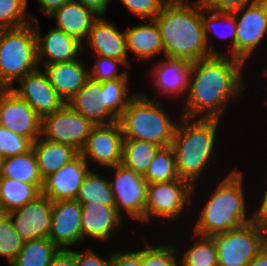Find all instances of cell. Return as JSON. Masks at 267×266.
Segmentation results:
<instances>
[{"mask_svg": "<svg viewBox=\"0 0 267 266\" xmlns=\"http://www.w3.org/2000/svg\"><path fill=\"white\" fill-rule=\"evenodd\" d=\"M245 63L229 55H213L192 62L189 91L183 117L221 119L226 103L243 90Z\"/></svg>", "mask_w": 267, "mask_h": 266, "instance_id": "cell-1", "label": "cell"}, {"mask_svg": "<svg viewBox=\"0 0 267 266\" xmlns=\"http://www.w3.org/2000/svg\"><path fill=\"white\" fill-rule=\"evenodd\" d=\"M165 3L154 18L160 30L164 56L195 62L213 56L208 49L203 23L202 2Z\"/></svg>", "mask_w": 267, "mask_h": 266, "instance_id": "cell-2", "label": "cell"}, {"mask_svg": "<svg viewBox=\"0 0 267 266\" xmlns=\"http://www.w3.org/2000/svg\"><path fill=\"white\" fill-rule=\"evenodd\" d=\"M242 176L241 171L232 170L219 182L200 212L194 234H221L253 221L252 214L246 215Z\"/></svg>", "mask_w": 267, "mask_h": 266, "instance_id": "cell-3", "label": "cell"}, {"mask_svg": "<svg viewBox=\"0 0 267 266\" xmlns=\"http://www.w3.org/2000/svg\"><path fill=\"white\" fill-rule=\"evenodd\" d=\"M177 121L171 147L175 154L179 178L194 187L202 171L214 155L216 133L220 120L192 119L181 116Z\"/></svg>", "mask_w": 267, "mask_h": 266, "instance_id": "cell-4", "label": "cell"}, {"mask_svg": "<svg viewBox=\"0 0 267 266\" xmlns=\"http://www.w3.org/2000/svg\"><path fill=\"white\" fill-rule=\"evenodd\" d=\"M155 102L145 94H135L118 118L124 140H142L161 147L171 146L177 122L169 117L160 103Z\"/></svg>", "mask_w": 267, "mask_h": 266, "instance_id": "cell-5", "label": "cell"}, {"mask_svg": "<svg viewBox=\"0 0 267 266\" xmlns=\"http://www.w3.org/2000/svg\"><path fill=\"white\" fill-rule=\"evenodd\" d=\"M34 23L13 29H0V89H11L39 66Z\"/></svg>", "mask_w": 267, "mask_h": 266, "instance_id": "cell-6", "label": "cell"}, {"mask_svg": "<svg viewBox=\"0 0 267 266\" xmlns=\"http://www.w3.org/2000/svg\"><path fill=\"white\" fill-rule=\"evenodd\" d=\"M218 252V266H248L267 243V228L251 221L210 236Z\"/></svg>", "mask_w": 267, "mask_h": 266, "instance_id": "cell-7", "label": "cell"}, {"mask_svg": "<svg viewBox=\"0 0 267 266\" xmlns=\"http://www.w3.org/2000/svg\"><path fill=\"white\" fill-rule=\"evenodd\" d=\"M194 186L184 179L151 183L147 186L145 222L159 218L177 219L191 202Z\"/></svg>", "mask_w": 267, "mask_h": 266, "instance_id": "cell-8", "label": "cell"}, {"mask_svg": "<svg viewBox=\"0 0 267 266\" xmlns=\"http://www.w3.org/2000/svg\"><path fill=\"white\" fill-rule=\"evenodd\" d=\"M94 125L65 103L58 111L42 118L41 137L68 144L79 152Z\"/></svg>", "mask_w": 267, "mask_h": 266, "instance_id": "cell-9", "label": "cell"}, {"mask_svg": "<svg viewBox=\"0 0 267 266\" xmlns=\"http://www.w3.org/2000/svg\"><path fill=\"white\" fill-rule=\"evenodd\" d=\"M114 180L110 181L115 198V207L122 216V209L129 217L145 222L148 183L143 175L126 168L123 164L112 167Z\"/></svg>", "mask_w": 267, "mask_h": 266, "instance_id": "cell-10", "label": "cell"}, {"mask_svg": "<svg viewBox=\"0 0 267 266\" xmlns=\"http://www.w3.org/2000/svg\"><path fill=\"white\" fill-rule=\"evenodd\" d=\"M236 16V58L246 63L267 34V0L247 4L233 11Z\"/></svg>", "mask_w": 267, "mask_h": 266, "instance_id": "cell-11", "label": "cell"}, {"mask_svg": "<svg viewBox=\"0 0 267 266\" xmlns=\"http://www.w3.org/2000/svg\"><path fill=\"white\" fill-rule=\"evenodd\" d=\"M0 125L35 142L41 136L42 118L11 89H0Z\"/></svg>", "mask_w": 267, "mask_h": 266, "instance_id": "cell-12", "label": "cell"}, {"mask_svg": "<svg viewBox=\"0 0 267 266\" xmlns=\"http://www.w3.org/2000/svg\"><path fill=\"white\" fill-rule=\"evenodd\" d=\"M123 132L117 121L110 125L94 126L87 141L80 151V155L101 167L112 168L122 164Z\"/></svg>", "mask_w": 267, "mask_h": 266, "instance_id": "cell-13", "label": "cell"}, {"mask_svg": "<svg viewBox=\"0 0 267 266\" xmlns=\"http://www.w3.org/2000/svg\"><path fill=\"white\" fill-rule=\"evenodd\" d=\"M18 83L21 84L20 87H12L11 90L25 100L41 118L53 114L65 104L52 86L46 71L43 72L40 67L26 74Z\"/></svg>", "mask_w": 267, "mask_h": 266, "instance_id": "cell-14", "label": "cell"}, {"mask_svg": "<svg viewBox=\"0 0 267 266\" xmlns=\"http://www.w3.org/2000/svg\"><path fill=\"white\" fill-rule=\"evenodd\" d=\"M53 202L42 193L33 201L9 212L14 228L23 241L49 238Z\"/></svg>", "mask_w": 267, "mask_h": 266, "instance_id": "cell-15", "label": "cell"}, {"mask_svg": "<svg viewBox=\"0 0 267 266\" xmlns=\"http://www.w3.org/2000/svg\"><path fill=\"white\" fill-rule=\"evenodd\" d=\"M81 216L82 205L76 199L53 202L49 239L59 249H70L82 240Z\"/></svg>", "mask_w": 267, "mask_h": 266, "instance_id": "cell-16", "label": "cell"}, {"mask_svg": "<svg viewBox=\"0 0 267 266\" xmlns=\"http://www.w3.org/2000/svg\"><path fill=\"white\" fill-rule=\"evenodd\" d=\"M33 19L35 23L34 30L38 64L43 62L44 67L46 64L71 61L78 59L79 55L81 56L85 52L86 49L82 42L56 27L50 28L47 34L42 37L39 30V21L35 17ZM42 57H47V60L45 58V61L44 59L42 61Z\"/></svg>", "mask_w": 267, "mask_h": 266, "instance_id": "cell-17", "label": "cell"}, {"mask_svg": "<svg viewBox=\"0 0 267 266\" xmlns=\"http://www.w3.org/2000/svg\"><path fill=\"white\" fill-rule=\"evenodd\" d=\"M90 170L88 162L79 154L44 179L41 193L52 202L76 199L82 181Z\"/></svg>", "mask_w": 267, "mask_h": 266, "instance_id": "cell-18", "label": "cell"}, {"mask_svg": "<svg viewBox=\"0 0 267 266\" xmlns=\"http://www.w3.org/2000/svg\"><path fill=\"white\" fill-rule=\"evenodd\" d=\"M85 40L94 55L122 60L127 68L130 66L125 31L120 32L105 16H99L93 22Z\"/></svg>", "mask_w": 267, "mask_h": 266, "instance_id": "cell-19", "label": "cell"}, {"mask_svg": "<svg viewBox=\"0 0 267 266\" xmlns=\"http://www.w3.org/2000/svg\"><path fill=\"white\" fill-rule=\"evenodd\" d=\"M67 104L94 126L110 125L118 121L104 105L101 82L90 77Z\"/></svg>", "mask_w": 267, "mask_h": 266, "instance_id": "cell-20", "label": "cell"}, {"mask_svg": "<svg viewBox=\"0 0 267 266\" xmlns=\"http://www.w3.org/2000/svg\"><path fill=\"white\" fill-rule=\"evenodd\" d=\"M85 63L82 58H78L71 61L46 64L43 67L52 86L65 103L71 100L89 78V68Z\"/></svg>", "mask_w": 267, "mask_h": 266, "instance_id": "cell-21", "label": "cell"}, {"mask_svg": "<svg viewBox=\"0 0 267 266\" xmlns=\"http://www.w3.org/2000/svg\"><path fill=\"white\" fill-rule=\"evenodd\" d=\"M156 64V66L153 65L151 77L154 86L161 91L160 94H170V96L186 94L187 96L192 63L185 59L166 57V60L162 59Z\"/></svg>", "mask_w": 267, "mask_h": 266, "instance_id": "cell-22", "label": "cell"}, {"mask_svg": "<svg viewBox=\"0 0 267 266\" xmlns=\"http://www.w3.org/2000/svg\"><path fill=\"white\" fill-rule=\"evenodd\" d=\"M80 204L82 205V240L86 236L99 240L110 239L123 219L116 207L102 206L91 202Z\"/></svg>", "mask_w": 267, "mask_h": 266, "instance_id": "cell-23", "label": "cell"}, {"mask_svg": "<svg viewBox=\"0 0 267 266\" xmlns=\"http://www.w3.org/2000/svg\"><path fill=\"white\" fill-rule=\"evenodd\" d=\"M125 35L127 52L132 51L143 62L164 53L160 30L154 19H146V24L141 23L126 29Z\"/></svg>", "mask_w": 267, "mask_h": 266, "instance_id": "cell-24", "label": "cell"}, {"mask_svg": "<svg viewBox=\"0 0 267 266\" xmlns=\"http://www.w3.org/2000/svg\"><path fill=\"white\" fill-rule=\"evenodd\" d=\"M49 17L56 18V28L84 43L93 22L99 16L82 3L74 0L64 4Z\"/></svg>", "mask_w": 267, "mask_h": 266, "instance_id": "cell-25", "label": "cell"}, {"mask_svg": "<svg viewBox=\"0 0 267 266\" xmlns=\"http://www.w3.org/2000/svg\"><path fill=\"white\" fill-rule=\"evenodd\" d=\"M32 148L43 180L80 154L71 145L46 140L41 136L33 142Z\"/></svg>", "mask_w": 267, "mask_h": 266, "instance_id": "cell-26", "label": "cell"}, {"mask_svg": "<svg viewBox=\"0 0 267 266\" xmlns=\"http://www.w3.org/2000/svg\"><path fill=\"white\" fill-rule=\"evenodd\" d=\"M211 12V14H210ZM209 13L210 15H207ZM225 21V23H219ZM202 23H203V29H204V35H205V40L208 46V49L210 50V53L212 55H229L233 58H236V33H237V22H236V16L233 11H217L213 10L211 8H208L205 6V4L202 2ZM225 24V25H224ZM216 25H224V27L228 28L229 30H225L227 32L224 34V31L219 32L217 31ZM224 29V28H223ZM215 33V35L222 37V38H229L230 36L232 37L231 39V47L229 48V53L225 52H217L215 46L212 43V40L209 41V37H211V34ZM209 33V34H208ZM229 33V34H228ZM210 42V43H209Z\"/></svg>", "mask_w": 267, "mask_h": 266, "instance_id": "cell-27", "label": "cell"}, {"mask_svg": "<svg viewBox=\"0 0 267 266\" xmlns=\"http://www.w3.org/2000/svg\"><path fill=\"white\" fill-rule=\"evenodd\" d=\"M2 177L34 184L41 191L44 180L40 175L33 148L23 154L6 157Z\"/></svg>", "mask_w": 267, "mask_h": 266, "instance_id": "cell-28", "label": "cell"}, {"mask_svg": "<svg viewBox=\"0 0 267 266\" xmlns=\"http://www.w3.org/2000/svg\"><path fill=\"white\" fill-rule=\"evenodd\" d=\"M41 194L34 185L7 177H0V207L8 213L18 209Z\"/></svg>", "mask_w": 267, "mask_h": 266, "instance_id": "cell-29", "label": "cell"}, {"mask_svg": "<svg viewBox=\"0 0 267 266\" xmlns=\"http://www.w3.org/2000/svg\"><path fill=\"white\" fill-rule=\"evenodd\" d=\"M59 250L49 238L25 241L10 266H50Z\"/></svg>", "mask_w": 267, "mask_h": 266, "instance_id": "cell-30", "label": "cell"}, {"mask_svg": "<svg viewBox=\"0 0 267 266\" xmlns=\"http://www.w3.org/2000/svg\"><path fill=\"white\" fill-rule=\"evenodd\" d=\"M161 146L142 140H123L122 164L144 175Z\"/></svg>", "mask_w": 267, "mask_h": 266, "instance_id": "cell-31", "label": "cell"}, {"mask_svg": "<svg viewBox=\"0 0 267 266\" xmlns=\"http://www.w3.org/2000/svg\"><path fill=\"white\" fill-rule=\"evenodd\" d=\"M76 200L79 203L91 202L102 206L115 207L110 179L106 180L90 170L82 181Z\"/></svg>", "mask_w": 267, "mask_h": 266, "instance_id": "cell-32", "label": "cell"}, {"mask_svg": "<svg viewBox=\"0 0 267 266\" xmlns=\"http://www.w3.org/2000/svg\"><path fill=\"white\" fill-rule=\"evenodd\" d=\"M148 184L179 179L175 154L171 146L161 147L143 175Z\"/></svg>", "mask_w": 267, "mask_h": 266, "instance_id": "cell-33", "label": "cell"}, {"mask_svg": "<svg viewBox=\"0 0 267 266\" xmlns=\"http://www.w3.org/2000/svg\"><path fill=\"white\" fill-rule=\"evenodd\" d=\"M198 241L179 259L180 266H218V252L210 236L196 235ZM200 238V240H199Z\"/></svg>", "mask_w": 267, "mask_h": 266, "instance_id": "cell-34", "label": "cell"}, {"mask_svg": "<svg viewBox=\"0 0 267 266\" xmlns=\"http://www.w3.org/2000/svg\"><path fill=\"white\" fill-rule=\"evenodd\" d=\"M128 79H114L101 82L104 105L119 118L129 102L135 97L128 95Z\"/></svg>", "mask_w": 267, "mask_h": 266, "instance_id": "cell-35", "label": "cell"}, {"mask_svg": "<svg viewBox=\"0 0 267 266\" xmlns=\"http://www.w3.org/2000/svg\"><path fill=\"white\" fill-rule=\"evenodd\" d=\"M28 0H0V29L25 26L31 19L25 13Z\"/></svg>", "mask_w": 267, "mask_h": 266, "instance_id": "cell-36", "label": "cell"}, {"mask_svg": "<svg viewBox=\"0 0 267 266\" xmlns=\"http://www.w3.org/2000/svg\"><path fill=\"white\" fill-rule=\"evenodd\" d=\"M24 245L8 216L0 226V257H5L9 265L16 259Z\"/></svg>", "mask_w": 267, "mask_h": 266, "instance_id": "cell-37", "label": "cell"}, {"mask_svg": "<svg viewBox=\"0 0 267 266\" xmlns=\"http://www.w3.org/2000/svg\"><path fill=\"white\" fill-rule=\"evenodd\" d=\"M141 250L142 266H180L176 258L178 250L171 245L154 247L148 241Z\"/></svg>", "mask_w": 267, "mask_h": 266, "instance_id": "cell-38", "label": "cell"}, {"mask_svg": "<svg viewBox=\"0 0 267 266\" xmlns=\"http://www.w3.org/2000/svg\"><path fill=\"white\" fill-rule=\"evenodd\" d=\"M97 58L93 68H89V77L96 81H106L114 79H128L127 70L118 72V65L126 67L122 60L94 55Z\"/></svg>", "mask_w": 267, "mask_h": 266, "instance_id": "cell-39", "label": "cell"}, {"mask_svg": "<svg viewBox=\"0 0 267 266\" xmlns=\"http://www.w3.org/2000/svg\"><path fill=\"white\" fill-rule=\"evenodd\" d=\"M33 142L0 125V153L5 157L23 154L32 148Z\"/></svg>", "mask_w": 267, "mask_h": 266, "instance_id": "cell-40", "label": "cell"}, {"mask_svg": "<svg viewBox=\"0 0 267 266\" xmlns=\"http://www.w3.org/2000/svg\"><path fill=\"white\" fill-rule=\"evenodd\" d=\"M132 14L142 19H154L162 10L165 0H121Z\"/></svg>", "mask_w": 267, "mask_h": 266, "instance_id": "cell-41", "label": "cell"}, {"mask_svg": "<svg viewBox=\"0 0 267 266\" xmlns=\"http://www.w3.org/2000/svg\"><path fill=\"white\" fill-rule=\"evenodd\" d=\"M110 256L108 259H103L91 248L85 250L84 253L75 251L77 266H111L112 254Z\"/></svg>", "mask_w": 267, "mask_h": 266, "instance_id": "cell-42", "label": "cell"}, {"mask_svg": "<svg viewBox=\"0 0 267 266\" xmlns=\"http://www.w3.org/2000/svg\"><path fill=\"white\" fill-rule=\"evenodd\" d=\"M260 0H204L206 7L217 11H234Z\"/></svg>", "mask_w": 267, "mask_h": 266, "instance_id": "cell-43", "label": "cell"}, {"mask_svg": "<svg viewBox=\"0 0 267 266\" xmlns=\"http://www.w3.org/2000/svg\"><path fill=\"white\" fill-rule=\"evenodd\" d=\"M111 266H142L141 250L135 252H113Z\"/></svg>", "mask_w": 267, "mask_h": 266, "instance_id": "cell-44", "label": "cell"}, {"mask_svg": "<svg viewBox=\"0 0 267 266\" xmlns=\"http://www.w3.org/2000/svg\"><path fill=\"white\" fill-rule=\"evenodd\" d=\"M50 266H77L75 250L60 249L52 259Z\"/></svg>", "mask_w": 267, "mask_h": 266, "instance_id": "cell-45", "label": "cell"}, {"mask_svg": "<svg viewBox=\"0 0 267 266\" xmlns=\"http://www.w3.org/2000/svg\"><path fill=\"white\" fill-rule=\"evenodd\" d=\"M82 3L86 8L92 10L98 16H105L108 5L111 0H76Z\"/></svg>", "mask_w": 267, "mask_h": 266, "instance_id": "cell-46", "label": "cell"}, {"mask_svg": "<svg viewBox=\"0 0 267 266\" xmlns=\"http://www.w3.org/2000/svg\"><path fill=\"white\" fill-rule=\"evenodd\" d=\"M39 2L40 10L47 15L51 16L55 11L61 8L64 4L74 0H37ZM41 6V7H40Z\"/></svg>", "mask_w": 267, "mask_h": 266, "instance_id": "cell-47", "label": "cell"}, {"mask_svg": "<svg viewBox=\"0 0 267 266\" xmlns=\"http://www.w3.org/2000/svg\"><path fill=\"white\" fill-rule=\"evenodd\" d=\"M263 194V200L261 204L259 205L260 207L255 210L252 215H253V220L262 225L263 227L267 228V186L266 190H264Z\"/></svg>", "mask_w": 267, "mask_h": 266, "instance_id": "cell-48", "label": "cell"}, {"mask_svg": "<svg viewBox=\"0 0 267 266\" xmlns=\"http://www.w3.org/2000/svg\"><path fill=\"white\" fill-rule=\"evenodd\" d=\"M248 266H267V243Z\"/></svg>", "mask_w": 267, "mask_h": 266, "instance_id": "cell-49", "label": "cell"}, {"mask_svg": "<svg viewBox=\"0 0 267 266\" xmlns=\"http://www.w3.org/2000/svg\"><path fill=\"white\" fill-rule=\"evenodd\" d=\"M8 216L9 213L4 208L0 207V226Z\"/></svg>", "mask_w": 267, "mask_h": 266, "instance_id": "cell-50", "label": "cell"}, {"mask_svg": "<svg viewBox=\"0 0 267 266\" xmlns=\"http://www.w3.org/2000/svg\"><path fill=\"white\" fill-rule=\"evenodd\" d=\"M5 156L0 153V177H2L3 165L5 162Z\"/></svg>", "mask_w": 267, "mask_h": 266, "instance_id": "cell-51", "label": "cell"}, {"mask_svg": "<svg viewBox=\"0 0 267 266\" xmlns=\"http://www.w3.org/2000/svg\"><path fill=\"white\" fill-rule=\"evenodd\" d=\"M165 3H187L186 0H165Z\"/></svg>", "mask_w": 267, "mask_h": 266, "instance_id": "cell-52", "label": "cell"}]
</instances>
